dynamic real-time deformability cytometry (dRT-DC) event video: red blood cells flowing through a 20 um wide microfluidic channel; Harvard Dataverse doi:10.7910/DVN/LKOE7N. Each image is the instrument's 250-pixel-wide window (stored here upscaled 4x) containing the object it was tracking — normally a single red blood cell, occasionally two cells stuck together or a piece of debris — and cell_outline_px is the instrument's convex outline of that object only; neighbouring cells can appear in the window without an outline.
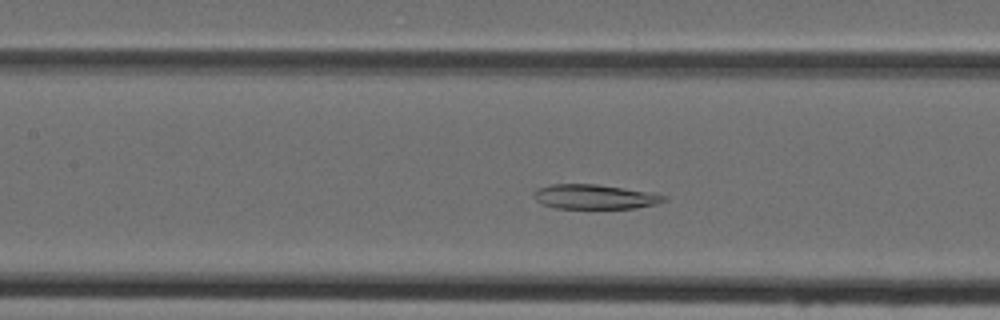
{"species": "Egyptian fruit bat (a non-hibernating species)", "species_latin": "Rousettus aegyptiacus", "temperature_condition": "cold", "stored_images_in_passage": 42, "camera_frame_rate_fps": 3000, "um_per_image_px": 0.085, "animal": {"sex": "female"}, "frame": {"image": 1, "passage_image": 16, "time_ms": 5.0, "image_size_px": [1000, 320], "cell_outline_px": [[668, 200], [656, 204], [636, 208], [556, 208], [544, 204], [536, 200], [532, 196], [532, 192], [536, 188], [552, 184], [596, 184], [652, 192], [668, 196]], "centroid_in_image_um": [50.56, 16.72], "position_along_channel_um": 156.8, "area_um2": 18.79}}
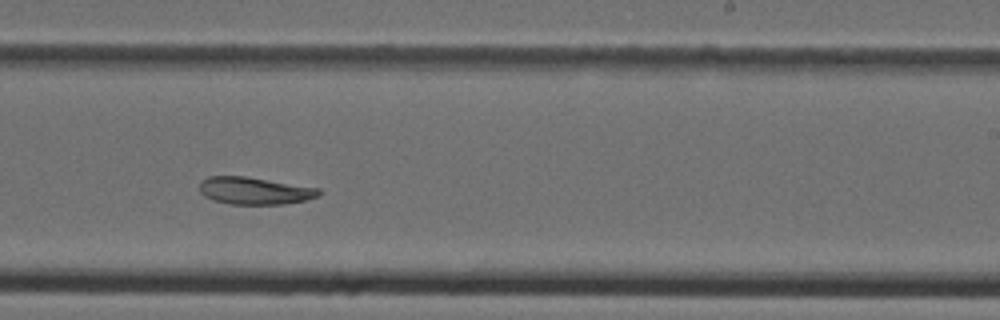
{"frame": {"image": 2, "passage_image": 24, "time_ms": 7.667, "image_size_px": [1000, 320], "cell_outline_px": [[320, 196], [304, 200], [284, 204], [232, 204], [212, 200], [204, 196], [200, 192], [200, 180], [208, 176], [244, 176], [320, 188]], "centroid_in_image_um": [21.62, 16.21], "position_along_channel_um": 267.4, "area_um2": 18.96}}
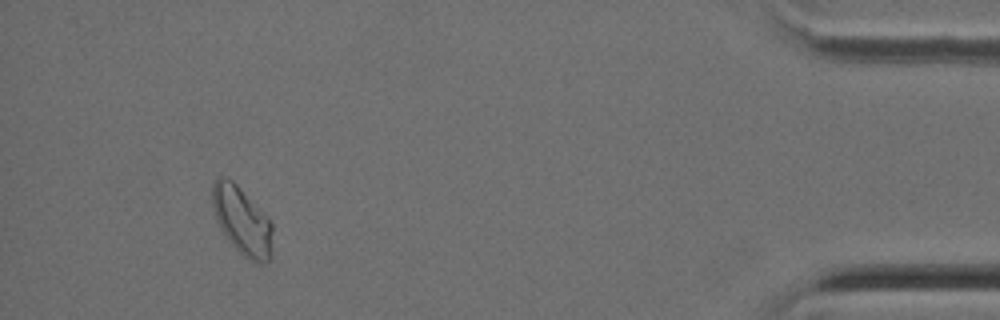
{"frame": {"image": 3, "passage_image": 39, "time_ms": 12.667, "image_size_px": [1000, 320], "cell_outline_px": [[272, 232], [268, 264], [256, 264], [248, 260], [228, 240], [220, 228], [216, 220], [212, 204], [212, 184], [216, 176], [224, 176], [232, 180], [268, 216], [272, 224]], "centroid_in_image_um": [20.55, 18.75], "position_along_channel_um": 414.6, "area_um2": 23.93}}